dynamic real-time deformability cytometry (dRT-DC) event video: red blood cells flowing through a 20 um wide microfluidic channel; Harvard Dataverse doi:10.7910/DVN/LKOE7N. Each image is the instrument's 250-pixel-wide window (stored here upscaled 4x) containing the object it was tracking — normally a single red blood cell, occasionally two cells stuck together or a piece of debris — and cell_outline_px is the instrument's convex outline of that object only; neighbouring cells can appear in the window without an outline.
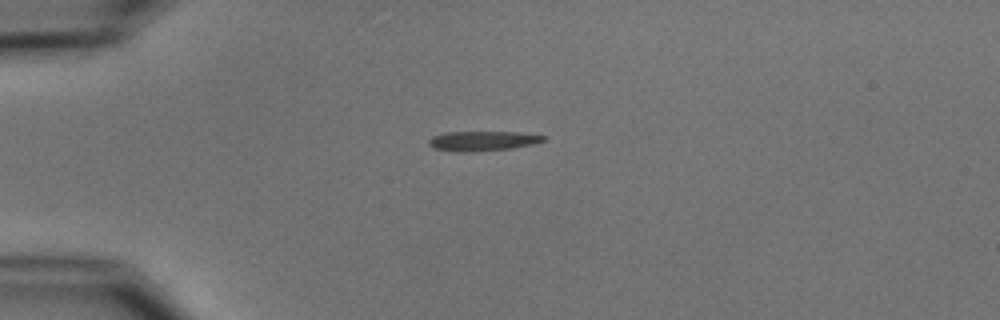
{"species": "common noctule bat (a hibernating species)", "species_latin": "Nyctalus noctula", "temperature_condition": "cold", "stored_images_in_passage": 4, "camera_frame_rate_fps": 3000, "um_per_image_px": 0.085, "animal": {"sex": "male", "body_mass_g": 15.6}, "frame": {"image": 1, "passage_image": 1, "time_ms": 0.0, "image_size_px": [1000, 320], "cell_outline_px": [[548, 136], [544, 140], [536, 144], [512, 148], [472, 152], [452, 152], [432, 148], [428, 144], [428, 140], [432, 136], [444, 132], [516, 132]], "centroid_in_image_um": [40.99, 11.99], "position_along_channel_um": 44.0, "area_um2": 13.47}}